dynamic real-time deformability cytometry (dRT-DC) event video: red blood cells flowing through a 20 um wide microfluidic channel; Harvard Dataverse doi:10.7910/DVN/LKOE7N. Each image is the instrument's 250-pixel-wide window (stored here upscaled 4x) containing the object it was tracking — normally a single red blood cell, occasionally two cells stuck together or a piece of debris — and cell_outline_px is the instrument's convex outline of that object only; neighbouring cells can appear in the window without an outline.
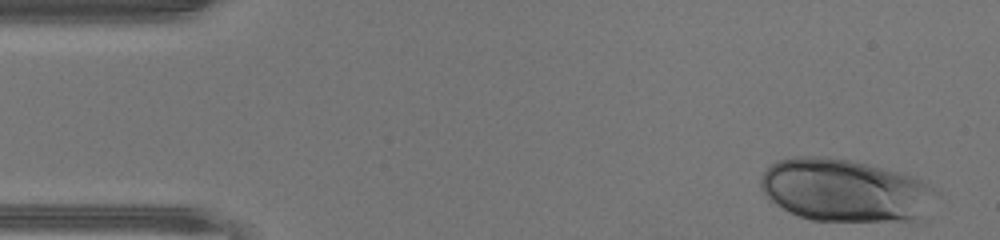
{"species": "human", "species_latin": "Homo sapiens", "temperature_condition": "warm", "stored_images_in_passage": 39, "camera_frame_rate_fps": 3000, "um_per_image_px": 0.085, "donor": {"sex": "male"}, "frame": {"image": 1, "passage_image": 1, "time_ms": 0.0, "image_size_px": [1000, 240], "cell_outline_px": [[940, 192], [928, 220], [924, 224], [916, 224], [812, 220], [788, 212], [768, 200], [760, 188], [760, 176], [776, 160], [792, 156], [828, 156], [852, 160], [912, 176], [928, 184]], "centroid_in_image_um": [71.97, 16.26], "position_along_channel_um": 13.0, "area_um2": 66.87}}
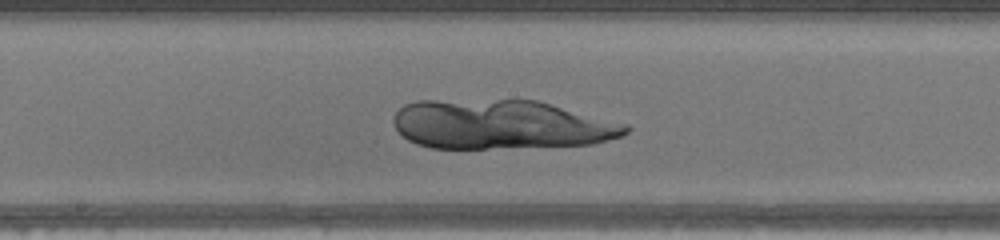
{"frame": {"image": 2, "passage_image": 22, "time_ms": 7.0, "image_size_px": [1000, 240], "cell_outline_px": [[632, 128], [624, 136], [592, 144], [484, 148], [432, 148], [416, 144], [408, 140], [396, 128], [392, 120], [396, 112], [404, 104], [416, 100], [536, 100], [628, 124]], "centroid_in_image_um": [42.59, 10.58], "position_along_channel_um": 205.6, "area_um2": 66.59}}
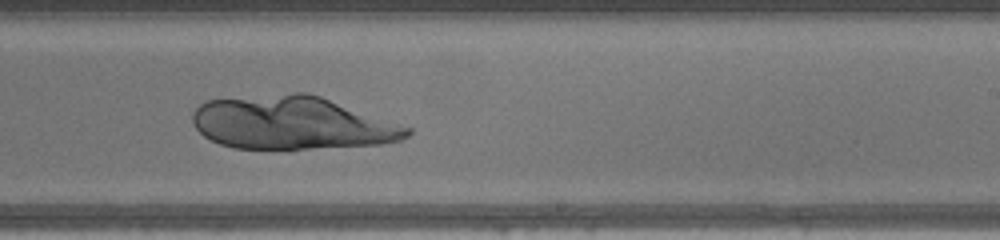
{"frame": {"image": 3, "passage_image": 26, "time_ms": 8.333, "image_size_px": [1000, 240], "cell_outline_px": [[412, 132], [408, 136], [400, 140], [384, 144], [312, 148], [232, 148], [220, 144], [204, 136], [196, 128], [192, 120], [192, 112], [200, 104], [208, 100], [296, 92], [308, 92], [320, 96], [412, 128]], "centroid_in_image_um": [24.83, 10.44], "position_along_channel_um": 264.2, "area_um2": 66.07}}